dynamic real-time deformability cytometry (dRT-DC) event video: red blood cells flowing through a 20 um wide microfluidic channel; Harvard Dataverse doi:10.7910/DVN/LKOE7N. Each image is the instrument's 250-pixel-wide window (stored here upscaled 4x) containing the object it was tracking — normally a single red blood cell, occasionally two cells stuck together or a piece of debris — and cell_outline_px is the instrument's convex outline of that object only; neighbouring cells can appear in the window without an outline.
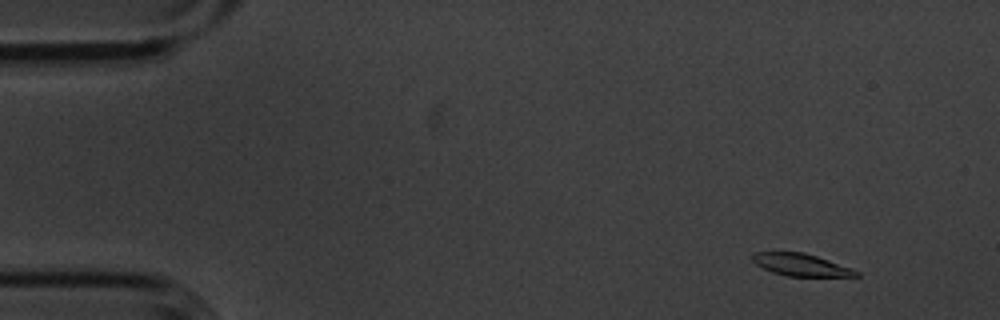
{"species": "common noctule bat (a hibernating species)", "species_latin": "Nyctalus noctula", "temperature_condition": "cold", "stored_images_in_passage": 4, "camera_frame_rate_fps": 3000, "um_per_image_px": 0.085, "animal": {"sex": "male", "body_mass_g": 20.1, "forearm_length_mm": 53.5}, "frame": {"image": 1, "passage_image": 1, "time_ms": 0.0, "image_size_px": [1000, 320], "cell_outline_px": [[860, 276], [788, 276], [772, 272], [756, 264], [752, 260], [752, 256], [756, 252], [804, 252], [852, 268], [860, 272]], "centroid_in_image_um": [68.1, 22.51], "position_along_channel_um": 16.9, "area_um2": 13.29}}
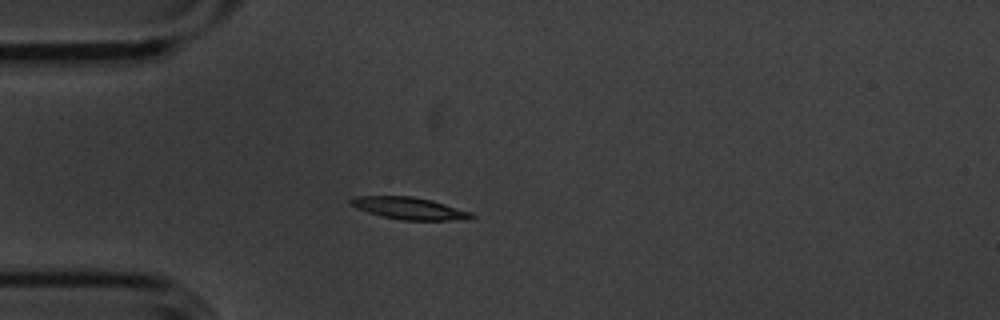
{"frame": {"image": 2, "passage_image": 4, "time_ms": 1.0, "image_size_px": [1000, 320], "cell_outline_px": [[476, 216], [472, 220], [400, 220], [380, 216], [356, 208], [348, 204], [348, 200], [356, 196], [412, 196], [432, 200], [472, 212]], "centroid_in_image_um": [34.81, 17.71], "position_along_channel_um": 50.2, "area_um2": 15.84}}